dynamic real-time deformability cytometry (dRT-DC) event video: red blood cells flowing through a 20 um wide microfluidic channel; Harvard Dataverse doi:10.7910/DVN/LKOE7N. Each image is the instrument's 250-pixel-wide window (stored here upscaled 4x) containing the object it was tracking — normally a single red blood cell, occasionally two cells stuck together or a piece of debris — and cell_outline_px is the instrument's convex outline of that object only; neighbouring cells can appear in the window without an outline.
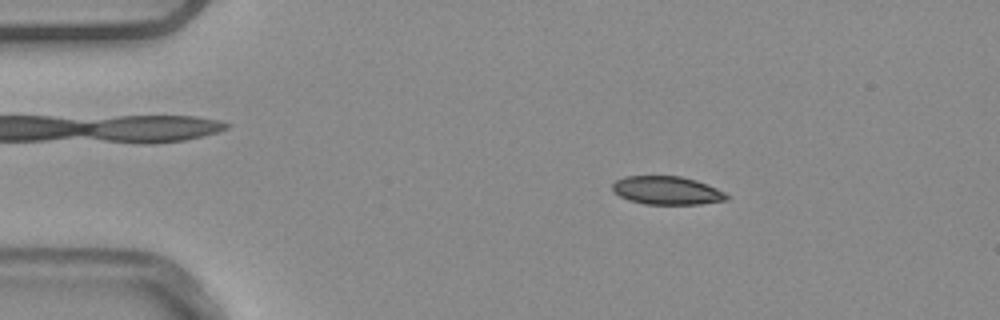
{"species": "common noctule bat (a hibernating species)", "species_latin": "Nyctalus noctula", "temperature_condition": "warm", "stored_images_in_passage": 3, "camera_frame_rate_fps": 3000, "um_per_image_px": 0.085, "animal": {"sex": "male", "body_mass_g": 20.4}, "frame": {"image": 1, "passage_image": 2, "time_ms": 0.333, "image_size_px": [1000, 320], "cell_outline_px": [[732, 196], [728, 200], [700, 204], [644, 204], [628, 200], [612, 192], [612, 184], [616, 180], [624, 176], [680, 176], [696, 180], [708, 184]], "centroid_in_image_um": [56.69, 16.19], "position_along_channel_um": 28.3, "area_um2": 19.07}}